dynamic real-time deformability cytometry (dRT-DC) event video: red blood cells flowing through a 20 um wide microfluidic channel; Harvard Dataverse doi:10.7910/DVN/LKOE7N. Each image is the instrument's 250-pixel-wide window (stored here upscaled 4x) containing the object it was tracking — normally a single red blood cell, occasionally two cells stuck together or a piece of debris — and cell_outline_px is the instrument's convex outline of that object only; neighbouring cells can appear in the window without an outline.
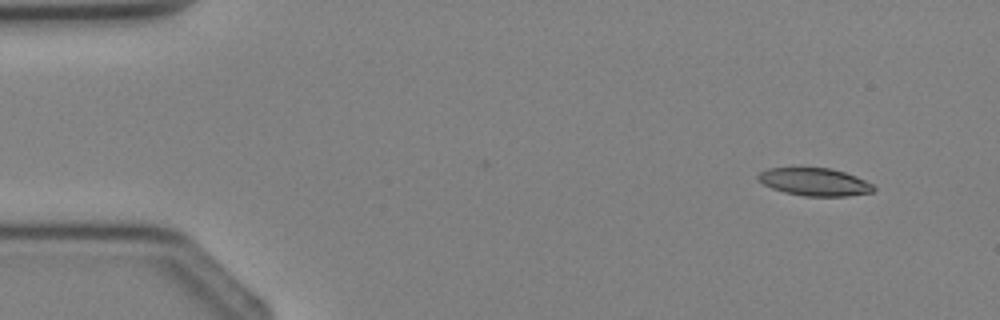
{"species": "Egyptian fruit bat (a non-hibernating species)", "species_latin": "Rousettus aegyptiacus", "temperature_condition": "cold", "stored_images_in_passage": 3, "camera_frame_rate_fps": 3000, "um_per_image_px": 0.085, "animal": {"sex": "female"}, "frame": {"image": 1, "passage_image": 1, "time_ms": 0.0, "image_size_px": [1000, 320], "cell_outline_px": [[876, 188], [872, 192], [848, 196], [804, 196], [784, 192], [772, 188], [756, 180], [756, 176], [760, 172], [768, 168], [832, 168], [856, 176], [872, 184]], "centroid_in_image_um": [69.22, 15.46], "position_along_channel_um": 15.8, "area_um2": 18.67}}
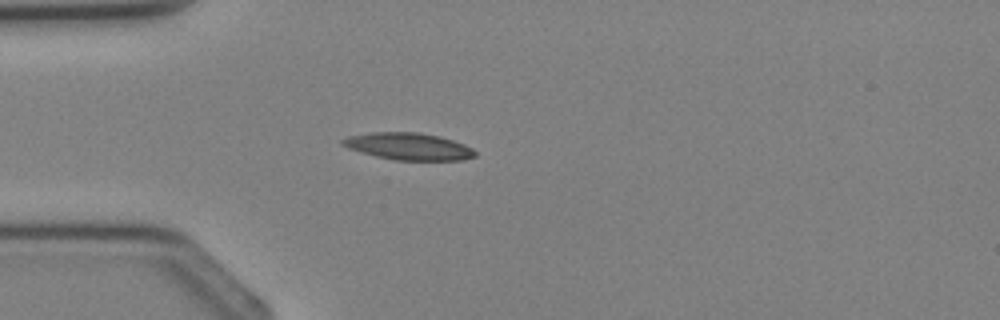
{"frame": {"image": 2, "passage_image": 3, "time_ms": 2.333, "image_size_px": [1000, 320], "cell_outline_px": [[476, 156], [460, 160], [396, 160], [376, 156], [360, 152], [348, 148], [340, 144], [340, 140], [348, 136], [372, 132], [420, 132], [440, 136], [464, 144], [472, 148], [476, 152]], "centroid_in_image_um": [34.71, 12.43], "position_along_channel_um": 50.3, "area_um2": 20.92}}